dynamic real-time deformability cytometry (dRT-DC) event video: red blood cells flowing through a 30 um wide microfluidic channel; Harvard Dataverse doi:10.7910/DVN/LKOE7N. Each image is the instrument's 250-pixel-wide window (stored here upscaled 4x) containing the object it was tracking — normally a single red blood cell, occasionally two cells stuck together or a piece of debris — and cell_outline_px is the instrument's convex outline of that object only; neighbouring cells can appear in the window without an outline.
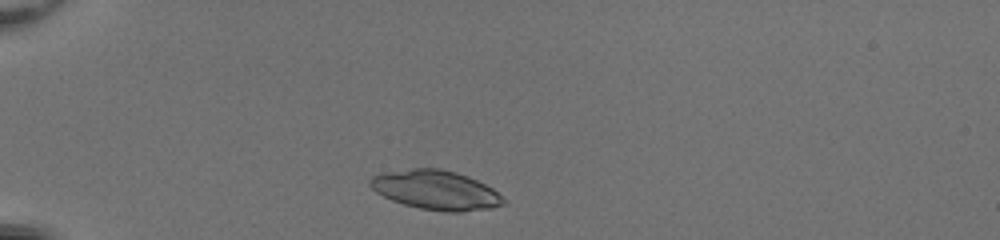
{"species": "common noctule bat (a hibernating species)", "species_latin": "Nyctalus noctula", "temperature_condition": "room temperature", "stored_images_in_passage": 37, "camera_frame_rate_fps": 3000, "um_per_image_px": 0.085, "animal": {"sex": "female", "body_mass_g": 20.0, "forearm_length_mm": 54.0}, "frame": {"image": 1, "passage_image": 3, "time_ms": 0.667, "image_size_px": [1000, 240], "cell_outline_px": [[508, 204], [492, 208], [460, 212], [444, 212], [420, 208], [404, 204], [392, 200], [376, 192], [368, 184], [368, 180], [372, 176], [384, 172], [412, 168], [440, 168], [456, 172], [468, 176], [492, 188]], "centroid_in_image_um": [37.04, 16.15], "position_along_channel_um": 48.0, "area_um2": 30.58}}
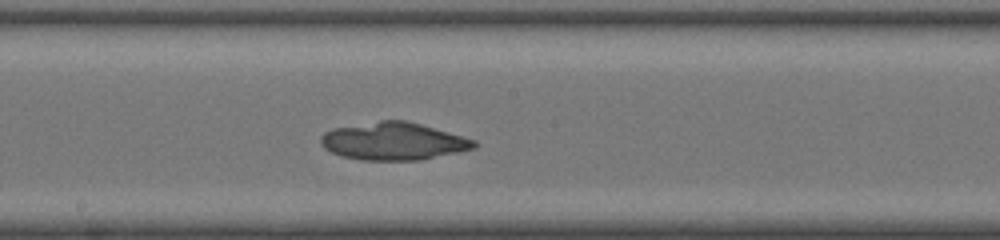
{"frame": {"image": 2, "passage_image": 18, "time_ms": 5.667, "image_size_px": [1000, 240], "cell_outline_px": [[480, 144], [476, 148], [420, 160], [360, 160], [340, 156], [324, 148], [320, 144], [320, 136], [324, 132], [332, 128], [380, 120], [404, 120], [420, 124], [476, 140]], "centroid_in_image_um": [33.42, 12.01], "position_along_channel_um": 214.8, "area_um2": 33.7}}
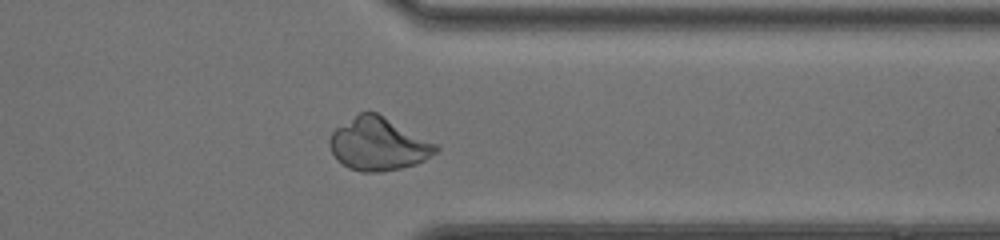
{"frame": {"image": 3, "passage_image": 30, "time_ms": 9.667, "image_size_px": [1000, 240], "cell_outline_px": [[440, 148], [436, 152], [424, 160], [416, 164], [400, 168], [380, 172], [364, 172], [348, 168], [336, 160], [328, 144], [328, 140], [332, 132], [336, 128], [360, 112], [376, 112], [436, 144]], "centroid_in_image_um": [32.12, 12.26], "position_along_channel_um": 379.3, "area_um2": 32.37}}